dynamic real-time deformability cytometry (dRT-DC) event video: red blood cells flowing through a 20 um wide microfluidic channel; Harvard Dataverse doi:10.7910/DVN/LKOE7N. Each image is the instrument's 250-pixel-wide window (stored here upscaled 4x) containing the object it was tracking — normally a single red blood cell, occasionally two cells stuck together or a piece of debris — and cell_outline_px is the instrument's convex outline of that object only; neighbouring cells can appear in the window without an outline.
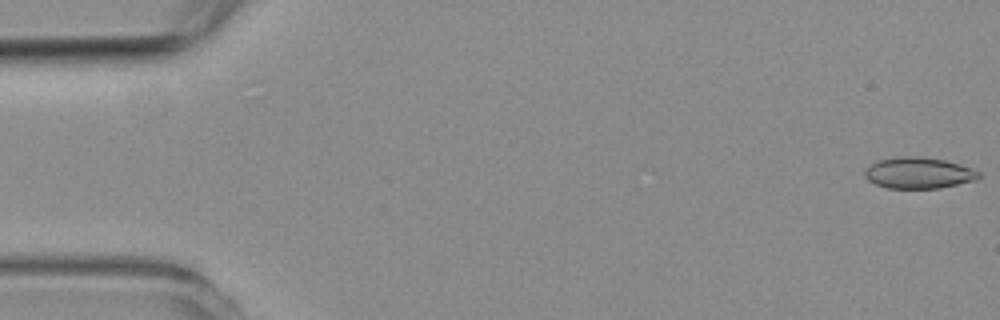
{"species": "common noctule bat (a hibernating species)", "species_latin": "Nyctalus noctula", "temperature_condition": "room temperature", "stored_images_in_passage": 4, "camera_frame_rate_fps": 3000, "um_per_image_px": 0.085, "animal": {"sex": "female", "body_mass_g": 19.3, "forearm_length_mm": 54.1}, "frame": {"image": 1, "passage_image": 1, "time_ms": 0.0, "image_size_px": [1000, 320], "cell_outline_px": [[980, 176], [976, 180], [940, 188], [888, 188], [876, 184], [868, 180], [864, 176], [864, 172], [876, 160], [896, 156], [920, 156], [944, 160], [960, 164], [972, 168], [980, 172]], "centroid_in_image_um": [78.08, 14.69], "position_along_channel_um": 6.9, "area_um2": 20.81}}